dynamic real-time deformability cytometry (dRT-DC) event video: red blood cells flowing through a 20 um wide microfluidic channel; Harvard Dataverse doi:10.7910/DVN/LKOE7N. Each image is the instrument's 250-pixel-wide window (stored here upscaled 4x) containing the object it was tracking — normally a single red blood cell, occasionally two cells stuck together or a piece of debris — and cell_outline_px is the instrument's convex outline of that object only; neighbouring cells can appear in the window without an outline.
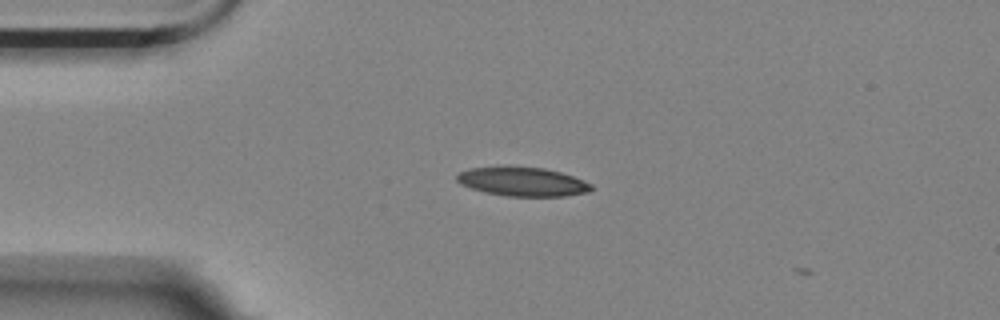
{"species": "Egyptian fruit bat (a non-hibernating species)", "species_latin": "Rousettus aegyptiacus", "temperature_condition": "room temperature", "stored_images_in_passage": 2, "camera_frame_rate_fps": 3000, "um_per_image_px": 0.085, "animal": {"sex": "female"}, "frame": {"image": 1, "passage_image": 1, "time_ms": 0.0, "image_size_px": [1000, 320], "cell_outline_px": [[592, 188], [588, 192], [564, 196], [504, 196], [484, 192], [460, 184], [456, 180], [456, 176], [460, 172], [468, 168], [544, 168], [560, 172], [584, 180], [592, 184]], "centroid_in_image_um": [44.43, 15.47], "position_along_channel_um": 40.6, "area_um2": 22.2}}